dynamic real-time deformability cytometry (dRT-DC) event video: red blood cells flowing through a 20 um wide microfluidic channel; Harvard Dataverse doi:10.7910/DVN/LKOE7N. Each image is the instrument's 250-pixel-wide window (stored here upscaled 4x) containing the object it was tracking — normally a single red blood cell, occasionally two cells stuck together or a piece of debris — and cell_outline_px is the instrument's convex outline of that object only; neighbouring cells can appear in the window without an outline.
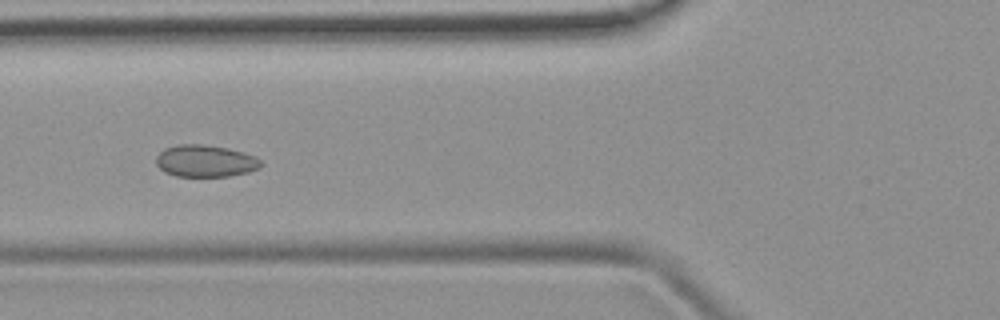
{"species": "common noctule bat (a hibernating species)", "species_latin": "Nyctalus noctula", "temperature_condition": "room temperature", "stored_images_in_passage": 4, "camera_frame_rate_fps": 3000, "um_per_image_px": 0.085, "animal": {"sex": "female", "body_mass_g": 19.9}, "frame": {"image": 1, "passage_image": 4, "time_ms": 4.333, "image_size_px": [1000, 320], "cell_outline_px": [[264, 164], [260, 168], [248, 172], [228, 176], [176, 176], [164, 172], [156, 164], [156, 156], [164, 148], [176, 144], [200, 144], [228, 148], [244, 152], [260, 160]], "centroid_in_image_um": [17.44, 13.68], "position_along_channel_um": 108.4, "area_um2": 19.59}}